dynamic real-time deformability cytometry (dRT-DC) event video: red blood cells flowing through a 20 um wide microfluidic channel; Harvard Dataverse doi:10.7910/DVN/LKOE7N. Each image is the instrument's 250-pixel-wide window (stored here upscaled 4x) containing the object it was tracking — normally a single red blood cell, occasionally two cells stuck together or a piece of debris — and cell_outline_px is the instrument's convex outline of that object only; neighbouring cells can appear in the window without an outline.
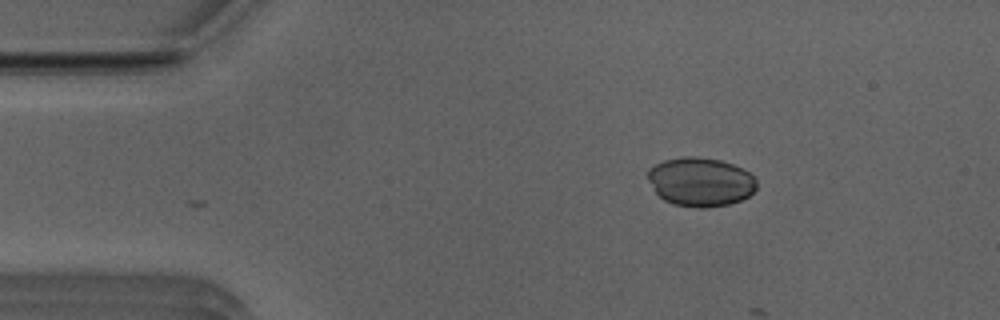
{"species": "Egyptian fruit bat (a non-hibernating species)", "species_latin": "Rousettus aegyptiacus", "temperature_condition": "room temperature", "stored_images_in_passage": 2, "camera_frame_rate_fps": 3000, "um_per_image_px": 0.085, "animal": {"sex": "male"}, "frame": {"image": 1, "passage_image": 2, "time_ms": 0.333, "image_size_px": [1000, 320], "cell_outline_px": [[756, 188], [748, 196], [740, 200], [728, 204], [704, 208], [696, 208], [676, 204], [664, 200], [656, 192], [648, 180], [648, 168], [664, 160], [684, 156], [696, 156], [720, 160], [732, 164], [748, 172], [756, 180]], "centroid_in_image_um": [59.52, 15.45], "position_along_channel_um": 25.5, "area_um2": 30.81}}